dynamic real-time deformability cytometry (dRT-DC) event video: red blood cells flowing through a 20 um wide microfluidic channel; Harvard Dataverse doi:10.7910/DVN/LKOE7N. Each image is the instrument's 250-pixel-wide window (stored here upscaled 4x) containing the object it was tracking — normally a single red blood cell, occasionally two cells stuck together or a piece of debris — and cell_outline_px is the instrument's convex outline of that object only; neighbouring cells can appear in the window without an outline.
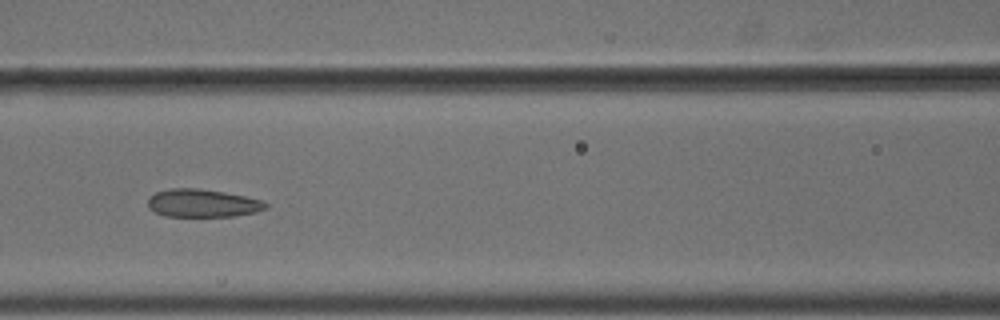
{"species": "common noctule bat (a hibernating species)", "species_latin": "Nyctalus noctula", "temperature_condition": "cold", "stored_images_in_passage": 9, "camera_frame_rate_fps": 3000, "um_per_image_px": 0.085, "animal": {"sex": "male", "body_mass_g": 18.8}, "frame": {"image": 1, "passage_image": 8, "time_ms": 2.333, "image_size_px": [1000, 320], "cell_outline_px": [[268, 204], [264, 208], [256, 212], [232, 216], [164, 216], [148, 208], [148, 196], [156, 192], [172, 188], [200, 188], [224, 192], [264, 200]], "centroid_in_image_um": [17.19, 17.26], "position_along_channel_um": 149.4, "area_um2": 19.19}}
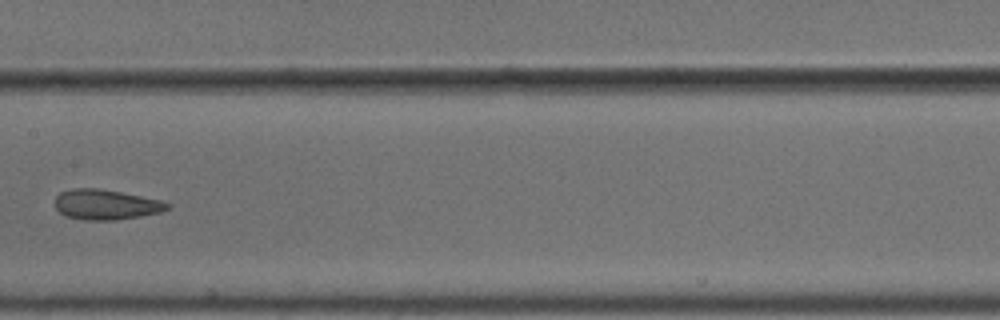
{"frame": {"image": 2, "passage_image": 9, "time_ms": 2.667, "image_size_px": [1000, 320], "cell_outline_px": [[172, 204], [168, 208], [160, 212], [140, 216], [116, 220], [84, 220], [64, 216], [56, 208], [56, 196], [60, 192], [72, 188], [96, 188], [120, 192], [160, 200]], "centroid_in_image_um": [8.98, 17.39], "position_along_channel_um": 198.4, "area_um2": 19.65}}